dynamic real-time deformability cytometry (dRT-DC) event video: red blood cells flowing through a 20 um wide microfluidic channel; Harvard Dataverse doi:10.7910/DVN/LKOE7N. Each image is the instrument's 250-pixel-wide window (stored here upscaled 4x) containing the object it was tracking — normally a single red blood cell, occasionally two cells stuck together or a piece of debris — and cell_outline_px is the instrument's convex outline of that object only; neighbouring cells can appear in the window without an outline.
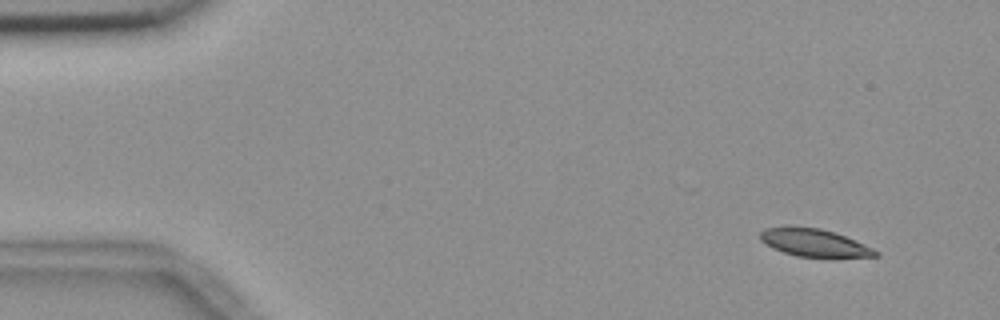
{"species": "common noctule bat (a hibernating species)", "species_latin": "Nyctalus noctula", "temperature_condition": "room temperature", "stored_images_in_passage": 43, "camera_frame_rate_fps": 3000, "um_per_image_px": 0.085, "animal": {"sex": "female", "body_mass_g": 18.4}, "frame": {"image": 1, "passage_image": 4, "time_ms": 1.0, "image_size_px": [1000, 320], "cell_outline_px": [[880, 256], [796, 256], [772, 248], [760, 240], [760, 232], [764, 228], [784, 224], [792, 224], [820, 228], [844, 236], [872, 248], [880, 252]], "centroid_in_image_um": [69.08, 20.57], "position_along_channel_um": 15.9, "area_um2": 18.61}}
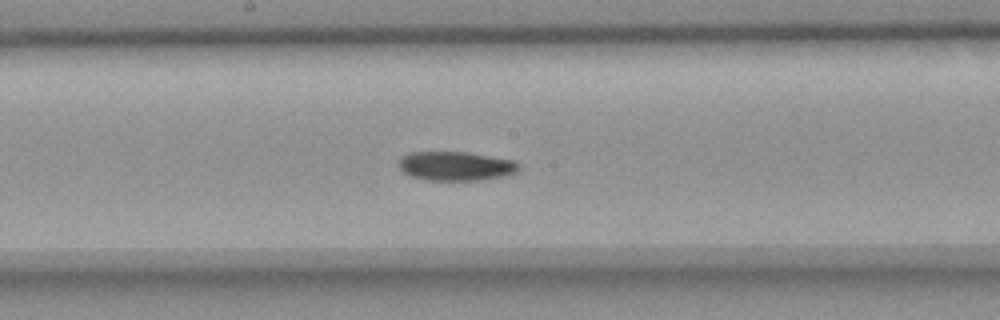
{"frame": {"image": 2, "passage_image": 29, "time_ms": 9.333, "image_size_px": [1000, 320], "cell_outline_px": [[520, 168], [516, 172], [508, 176], [484, 180], [428, 180], [412, 176], [404, 172], [396, 164], [400, 156], [408, 152], [464, 152], [516, 160], [520, 164]], "centroid_in_image_um": [38.76, 14.11], "position_along_channel_um": 209.4, "area_um2": 20.69}}
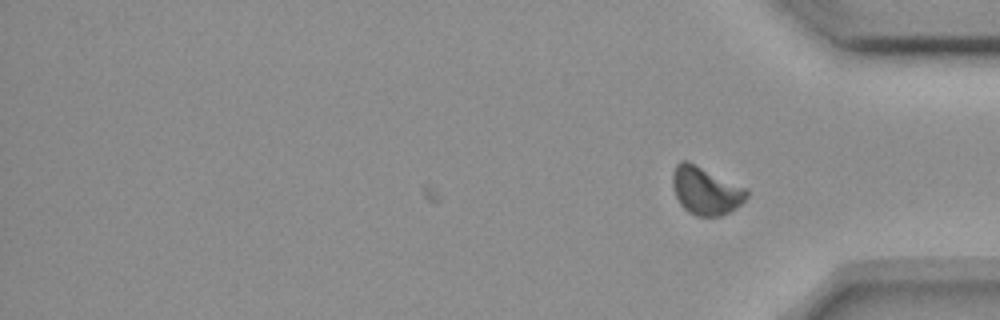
{"frame": {"image": 3, "passage_image": 43, "time_ms": 14.0, "image_size_px": [1000, 320], "cell_outline_px": [[748, 196], [736, 208], [720, 216], [696, 216], [688, 212], [680, 204], [676, 196], [672, 184], [672, 172], [676, 164], [680, 160], [688, 160], [748, 188]], "centroid_in_image_um": [59.98, 16.18], "position_along_channel_um": 375.2, "area_um2": 20.92}, "authors_computed_cell_mechanics": {"area_um2": 20.7502, "velocity_mm_per_s": 3.622, "shape_relaxation_time_tau1_ms": 6.79, "shape_relaxation_time_tau2_ms": 7.5308, "deformation_change_tau1": 0.1343, "deformation_change_tau2": 0.0907}}